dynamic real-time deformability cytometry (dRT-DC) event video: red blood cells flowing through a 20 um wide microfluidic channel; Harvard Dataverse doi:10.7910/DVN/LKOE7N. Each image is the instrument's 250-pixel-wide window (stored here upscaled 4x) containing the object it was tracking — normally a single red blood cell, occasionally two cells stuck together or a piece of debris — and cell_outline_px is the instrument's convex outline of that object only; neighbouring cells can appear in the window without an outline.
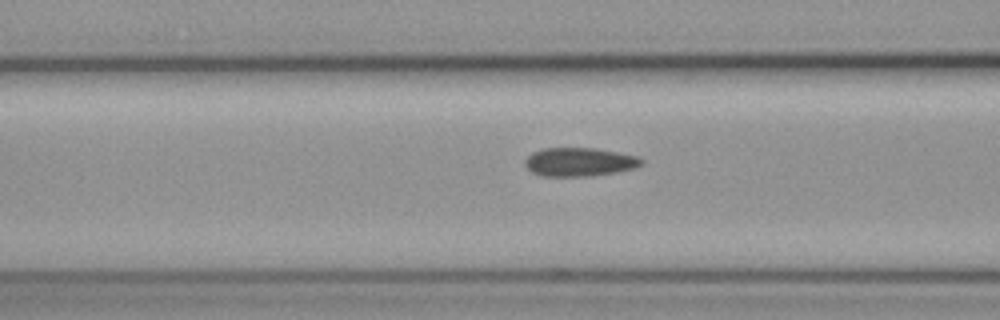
{"species": "common noctule bat (a hibernating species)", "species_latin": "Nyctalus noctula", "temperature_condition": "cold", "stored_images_in_passage": 14, "camera_frame_rate_fps": 3000, "um_per_image_px": 0.085, "animal": {"sex": "female", "body_mass_g": 19.3, "forearm_length_mm": 54.1}, "frame": {"image": 1, "passage_image": 5, "time_ms": 1.333, "image_size_px": [1000, 320], "cell_outline_px": [[644, 164], [632, 168], [616, 172], [592, 176], [544, 176], [532, 172], [524, 164], [524, 160], [532, 152], [540, 148], [596, 148], [640, 156], [644, 160]], "centroid_in_image_um": [49.26, 13.76], "position_along_channel_um": 117.3, "area_um2": 19.59}}
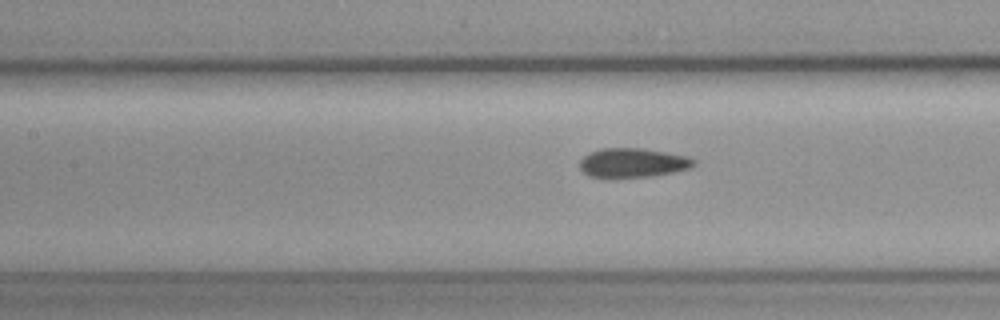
{"frame": {"image": 2, "passage_image": 8, "time_ms": 2.333, "image_size_px": [1000, 320], "cell_outline_px": [[696, 164], [688, 168], [672, 172], [652, 176], [588, 176], [580, 168], [580, 160], [588, 152], [600, 148], [644, 148], [688, 156], [696, 160]], "centroid_in_image_um": [53.79, 13.8], "position_along_channel_um": 153.6, "area_um2": 19.19}}